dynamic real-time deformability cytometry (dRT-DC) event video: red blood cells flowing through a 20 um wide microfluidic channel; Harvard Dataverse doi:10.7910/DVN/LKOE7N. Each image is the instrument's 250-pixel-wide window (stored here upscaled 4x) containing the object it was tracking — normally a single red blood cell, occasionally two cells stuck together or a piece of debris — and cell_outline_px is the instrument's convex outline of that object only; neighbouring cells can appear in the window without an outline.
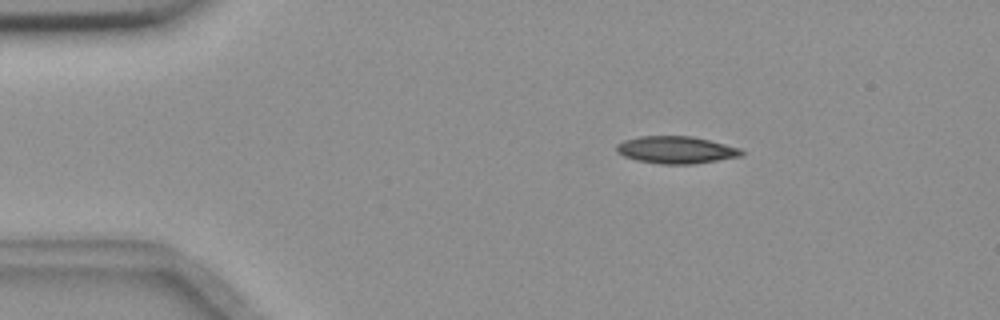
{"species": "common noctule bat (a hibernating species)", "species_latin": "Nyctalus noctula", "temperature_condition": "room temperature", "stored_images_in_passage": 5, "camera_frame_rate_fps": 3000, "um_per_image_px": 0.085, "animal": {"sex": "female", "body_mass_g": 18.4}, "frame": {"image": 1, "passage_image": 5, "time_ms": 1.333, "image_size_px": [1000, 320], "cell_outline_px": [[744, 152], [740, 156], [692, 164], [660, 164], [636, 160], [624, 156], [616, 152], [616, 144], [624, 140], [640, 136], [692, 136], [740, 148]], "centroid_in_image_um": [57.41, 12.74], "position_along_channel_um": 27.6, "area_um2": 19.71}}